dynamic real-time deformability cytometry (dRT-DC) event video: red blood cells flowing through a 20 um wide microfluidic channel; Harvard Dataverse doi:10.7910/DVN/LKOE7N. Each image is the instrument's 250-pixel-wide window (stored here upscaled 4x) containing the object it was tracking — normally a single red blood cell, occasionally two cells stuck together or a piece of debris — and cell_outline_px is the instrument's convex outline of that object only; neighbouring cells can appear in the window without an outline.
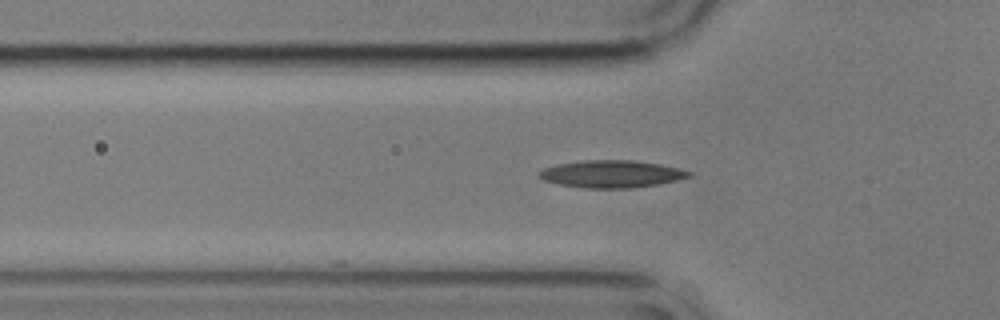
{"species": "common noctule bat (a hibernating species)", "species_latin": "Nyctalus noctula", "temperature_condition": "cold", "stored_images_in_passage": 35, "camera_frame_rate_fps": 3000, "um_per_image_px": 0.085, "animal": {"sex": "male", "body_mass_g": 17.9}, "frame": {"image": 1, "passage_image": 3, "time_ms": 0.667, "image_size_px": [1000, 320], "cell_outline_px": [[692, 176], [676, 180], [656, 184], [632, 188], [584, 188], [560, 184], [544, 180], [540, 176], [540, 172], [544, 168], [556, 164], [584, 160], [632, 160], [660, 164], [692, 172]], "centroid_in_image_um": [51.98, 14.78], "position_along_channel_um": 73.8, "area_um2": 23.58}}
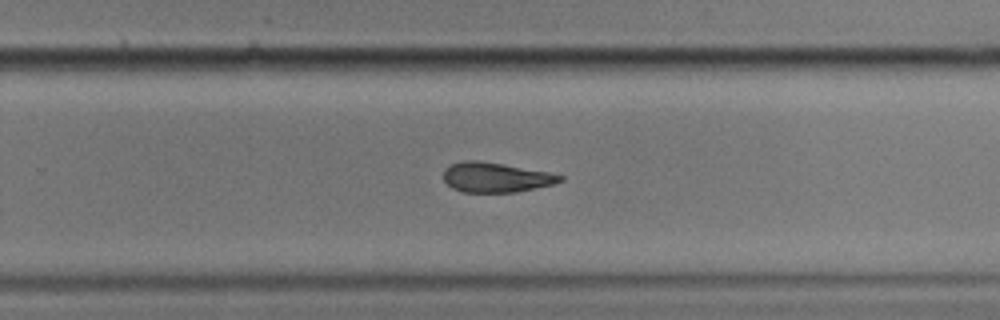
{"frame": {"image": 2, "passage_image": 21, "time_ms": 6.667, "image_size_px": [1000, 320], "cell_outline_px": [[564, 180], [552, 184], [516, 192], [464, 192], [452, 188], [444, 180], [444, 168], [460, 160], [480, 160], [548, 172], [564, 176]], "centroid_in_image_um": [42.11, 15.06], "position_along_channel_um": 287.7, "area_um2": 20.17}}
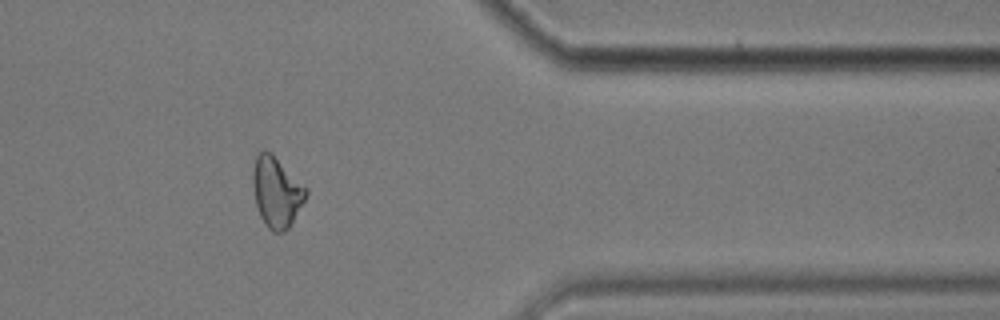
{"frame": {"image": 3, "passage_image": 31, "time_ms": 10.0, "image_size_px": [1000, 320], "cell_outline_px": [[308, 192], [304, 200], [288, 228], [284, 232], [272, 232], [264, 224], [256, 208], [252, 180], [252, 172], [256, 156], [264, 148], [272, 152], [308, 188]], "centroid_in_image_um": [23.49, 16.29], "position_along_channel_um": 387.9, "area_um2": 22.02}}